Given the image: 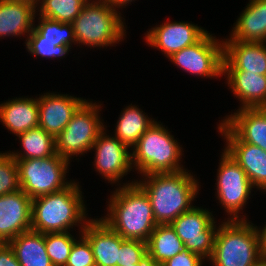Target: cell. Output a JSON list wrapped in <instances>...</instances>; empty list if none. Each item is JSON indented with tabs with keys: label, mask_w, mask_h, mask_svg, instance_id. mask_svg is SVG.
I'll return each mask as SVG.
<instances>
[{
	"label": "cell",
	"mask_w": 266,
	"mask_h": 266,
	"mask_svg": "<svg viewBox=\"0 0 266 266\" xmlns=\"http://www.w3.org/2000/svg\"><path fill=\"white\" fill-rule=\"evenodd\" d=\"M47 254L53 266H65L76 240L69 232L44 234Z\"/></svg>",
	"instance_id": "f546056e"
},
{
	"label": "cell",
	"mask_w": 266,
	"mask_h": 266,
	"mask_svg": "<svg viewBox=\"0 0 266 266\" xmlns=\"http://www.w3.org/2000/svg\"><path fill=\"white\" fill-rule=\"evenodd\" d=\"M0 266H20L8 243H0Z\"/></svg>",
	"instance_id": "d590c367"
},
{
	"label": "cell",
	"mask_w": 266,
	"mask_h": 266,
	"mask_svg": "<svg viewBox=\"0 0 266 266\" xmlns=\"http://www.w3.org/2000/svg\"><path fill=\"white\" fill-rule=\"evenodd\" d=\"M19 176L16 160L7 153H0V196L18 191Z\"/></svg>",
	"instance_id": "4dcf8cb0"
},
{
	"label": "cell",
	"mask_w": 266,
	"mask_h": 266,
	"mask_svg": "<svg viewBox=\"0 0 266 266\" xmlns=\"http://www.w3.org/2000/svg\"><path fill=\"white\" fill-rule=\"evenodd\" d=\"M251 266H266V258H261L260 260H258L256 263H254Z\"/></svg>",
	"instance_id": "ab89813d"
},
{
	"label": "cell",
	"mask_w": 266,
	"mask_h": 266,
	"mask_svg": "<svg viewBox=\"0 0 266 266\" xmlns=\"http://www.w3.org/2000/svg\"><path fill=\"white\" fill-rule=\"evenodd\" d=\"M32 199L21 189L0 196V243L31 230Z\"/></svg>",
	"instance_id": "5bb4252c"
},
{
	"label": "cell",
	"mask_w": 266,
	"mask_h": 266,
	"mask_svg": "<svg viewBox=\"0 0 266 266\" xmlns=\"http://www.w3.org/2000/svg\"><path fill=\"white\" fill-rule=\"evenodd\" d=\"M256 231L258 233V239H259V249H260V255L263 258H266V225L265 227L260 231L258 230L257 226Z\"/></svg>",
	"instance_id": "8d00e7d4"
},
{
	"label": "cell",
	"mask_w": 266,
	"mask_h": 266,
	"mask_svg": "<svg viewBox=\"0 0 266 266\" xmlns=\"http://www.w3.org/2000/svg\"><path fill=\"white\" fill-rule=\"evenodd\" d=\"M203 261L204 258L201 255L184 248L180 253L165 261L162 266H202Z\"/></svg>",
	"instance_id": "e575fe53"
},
{
	"label": "cell",
	"mask_w": 266,
	"mask_h": 266,
	"mask_svg": "<svg viewBox=\"0 0 266 266\" xmlns=\"http://www.w3.org/2000/svg\"><path fill=\"white\" fill-rule=\"evenodd\" d=\"M208 31L188 22H165L147 31L146 41L169 58L173 53L198 42Z\"/></svg>",
	"instance_id": "9a60e30c"
},
{
	"label": "cell",
	"mask_w": 266,
	"mask_h": 266,
	"mask_svg": "<svg viewBox=\"0 0 266 266\" xmlns=\"http://www.w3.org/2000/svg\"><path fill=\"white\" fill-rule=\"evenodd\" d=\"M65 266H96L90 243L83 234L79 241H74Z\"/></svg>",
	"instance_id": "d6a6232c"
},
{
	"label": "cell",
	"mask_w": 266,
	"mask_h": 266,
	"mask_svg": "<svg viewBox=\"0 0 266 266\" xmlns=\"http://www.w3.org/2000/svg\"><path fill=\"white\" fill-rule=\"evenodd\" d=\"M220 161L216 180L217 198L232 216L229 220H247L243 217L240 219L238 212L250 198L254 186L241 166L225 150Z\"/></svg>",
	"instance_id": "9c48e42d"
},
{
	"label": "cell",
	"mask_w": 266,
	"mask_h": 266,
	"mask_svg": "<svg viewBox=\"0 0 266 266\" xmlns=\"http://www.w3.org/2000/svg\"><path fill=\"white\" fill-rule=\"evenodd\" d=\"M223 45V71H248L266 76L265 43L226 39Z\"/></svg>",
	"instance_id": "e0dca14e"
},
{
	"label": "cell",
	"mask_w": 266,
	"mask_h": 266,
	"mask_svg": "<svg viewBox=\"0 0 266 266\" xmlns=\"http://www.w3.org/2000/svg\"><path fill=\"white\" fill-rule=\"evenodd\" d=\"M100 106L86 100L78 108L64 130L55 138L58 155L70 161L73 155H83L92 149L95 140L105 129L100 121Z\"/></svg>",
	"instance_id": "ba28073f"
},
{
	"label": "cell",
	"mask_w": 266,
	"mask_h": 266,
	"mask_svg": "<svg viewBox=\"0 0 266 266\" xmlns=\"http://www.w3.org/2000/svg\"><path fill=\"white\" fill-rule=\"evenodd\" d=\"M184 249V243L170 224L157 225L147 241L148 259L162 265Z\"/></svg>",
	"instance_id": "d4e9b609"
},
{
	"label": "cell",
	"mask_w": 266,
	"mask_h": 266,
	"mask_svg": "<svg viewBox=\"0 0 266 266\" xmlns=\"http://www.w3.org/2000/svg\"><path fill=\"white\" fill-rule=\"evenodd\" d=\"M41 1V2H40ZM40 16L61 23H72L87 0H38Z\"/></svg>",
	"instance_id": "f1b7e54d"
},
{
	"label": "cell",
	"mask_w": 266,
	"mask_h": 266,
	"mask_svg": "<svg viewBox=\"0 0 266 266\" xmlns=\"http://www.w3.org/2000/svg\"><path fill=\"white\" fill-rule=\"evenodd\" d=\"M169 58L193 75L209 78L223 75V41L219 42L208 32L198 42L173 53Z\"/></svg>",
	"instance_id": "8fae6325"
},
{
	"label": "cell",
	"mask_w": 266,
	"mask_h": 266,
	"mask_svg": "<svg viewBox=\"0 0 266 266\" xmlns=\"http://www.w3.org/2000/svg\"><path fill=\"white\" fill-rule=\"evenodd\" d=\"M17 1H25V2L36 4V5L38 4V0H17Z\"/></svg>",
	"instance_id": "60d3db41"
},
{
	"label": "cell",
	"mask_w": 266,
	"mask_h": 266,
	"mask_svg": "<svg viewBox=\"0 0 266 266\" xmlns=\"http://www.w3.org/2000/svg\"><path fill=\"white\" fill-rule=\"evenodd\" d=\"M36 7L25 1L0 0V37L29 34L34 28Z\"/></svg>",
	"instance_id": "44dd1931"
},
{
	"label": "cell",
	"mask_w": 266,
	"mask_h": 266,
	"mask_svg": "<svg viewBox=\"0 0 266 266\" xmlns=\"http://www.w3.org/2000/svg\"><path fill=\"white\" fill-rule=\"evenodd\" d=\"M15 160L20 189L31 199L61 191L72 183L65 179L70 162L58 154L45 158Z\"/></svg>",
	"instance_id": "52a82bcc"
},
{
	"label": "cell",
	"mask_w": 266,
	"mask_h": 266,
	"mask_svg": "<svg viewBox=\"0 0 266 266\" xmlns=\"http://www.w3.org/2000/svg\"><path fill=\"white\" fill-rule=\"evenodd\" d=\"M228 85L243 104L240 108L266 107V76L248 71H223Z\"/></svg>",
	"instance_id": "ffe728a7"
},
{
	"label": "cell",
	"mask_w": 266,
	"mask_h": 266,
	"mask_svg": "<svg viewBox=\"0 0 266 266\" xmlns=\"http://www.w3.org/2000/svg\"><path fill=\"white\" fill-rule=\"evenodd\" d=\"M253 225L247 220H227L218 227L208 259L213 266H251L262 258Z\"/></svg>",
	"instance_id": "277c9868"
},
{
	"label": "cell",
	"mask_w": 266,
	"mask_h": 266,
	"mask_svg": "<svg viewBox=\"0 0 266 266\" xmlns=\"http://www.w3.org/2000/svg\"><path fill=\"white\" fill-rule=\"evenodd\" d=\"M219 132L227 140L224 149L245 171L253 186L266 190V151L260 147L243 142L224 122Z\"/></svg>",
	"instance_id": "7c38bea8"
},
{
	"label": "cell",
	"mask_w": 266,
	"mask_h": 266,
	"mask_svg": "<svg viewBox=\"0 0 266 266\" xmlns=\"http://www.w3.org/2000/svg\"><path fill=\"white\" fill-rule=\"evenodd\" d=\"M105 218H100L124 239L147 242L157 226L150 199L136 183H126L110 197Z\"/></svg>",
	"instance_id": "6da1fadb"
},
{
	"label": "cell",
	"mask_w": 266,
	"mask_h": 266,
	"mask_svg": "<svg viewBox=\"0 0 266 266\" xmlns=\"http://www.w3.org/2000/svg\"><path fill=\"white\" fill-rule=\"evenodd\" d=\"M17 137L24 151L23 154L10 152L14 159L45 158L57 154L55 137L40 127L25 131Z\"/></svg>",
	"instance_id": "4316f807"
},
{
	"label": "cell",
	"mask_w": 266,
	"mask_h": 266,
	"mask_svg": "<svg viewBox=\"0 0 266 266\" xmlns=\"http://www.w3.org/2000/svg\"><path fill=\"white\" fill-rule=\"evenodd\" d=\"M234 26L230 39L266 43V0H250Z\"/></svg>",
	"instance_id": "603a6c76"
},
{
	"label": "cell",
	"mask_w": 266,
	"mask_h": 266,
	"mask_svg": "<svg viewBox=\"0 0 266 266\" xmlns=\"http://www.w3.org/2000/svg\"><path fill=\"white\" fill-rule=\"evenodd\" d=\"M78 185L72 182L61 191L32 199L31 229L46 234L68 232L76 223L83 228L89 220Z\"/></svg>",
	"instance_id": "3957f363"
},
{
	"label": "cell",
	"mask_w": 266,
	"mask_h": 266,
	"mask_svg": "<svg viewBox=\"0 0 266 266\" xmlns=\"http://www.w3.org/2000/svg\"><path fill=\"white\" fill-rule=\"evenodd\" d=\"M140 266H162L159 263H155L147 259L144 263H142Z\"/></svg>",
	"instance_id": "f35d334b"
},
{
	"label": "cell",
	"mask_w": 266,
	"mask_h": 266,
	"mask_svg": "<svg viewBox=\"0 0 266 266\" xmlns=\"http://www.w3.org/2000/svg\"><path fill=\"white\" fill-rule=\"evenodd\" d=\"M0 120L16 136L39 127L37 99L16 97L0 104Z\"/></svg>",
	"instance_id": "7402d4cb"
},
{
	"label": "cell",
	"mask_w": 266,
	"mask_h": 266,
	"mask_svg": "<svg viewBox=\"0 0 266 266\" xmlns=\"http://www.w3.org/2000/svg\"><path fill=\"white\" fill-rule=\"evenodd\" d=\"M106 0L88 1L72 22L76 43L113 46L125 36L120 13Z\"/></svg>",
	"instance_id": "8992f818"
},
{
	"label": "cell",
	"mask_w": 266,
	"mask_h": 266,
	"mask_svg": "<svg viewBox=\"0 0 266 266\" xmlns=\"http://www.w3.org/2000/svg\"><path fill=\"white\" fill-rule=\"evenodd\" d=\"M95 149V169L111 183L119 182L133 168L132 153L116 137L107 136L104 130L92 146ZM130 170V171H129Z\"/></svg>",
	"instance_id": "4fadbf2b"
},
{
	"label": "cell",
	"mask_w": 266,
	"mask_h": 266,
	"mask_svg": "<svg viewBox=\"0 0 266 266\" xmlns=\"http://www.w3.org/2000/svg\"><path fill=\"white\" fill-rule=\"evenodd\" d=\"M109 2L115 9L123 7V5H128L127 3L132 2V0H106ZM134 1V0H133Z\"/></svg>",
	"instance_id": "74e56055"
},
{
	"label": "cell",
	"mask_w": 266,
	"mask_h": 266,
	"mask_svg": "<svg viewBox=\"0 0 266 266\" xmlns=\"http://www.w3.org/2000/svg\"><path fill=\"white\" fill-rule=\"evenodd\" d=\"M39 25L34 26L26 41H50L57 45L76 43L72 23H61L44 17H39Z\"/></svg>",
	"instance_id": "83f0119b"
},
{
	"label": "cell",
	"mask_w": 266,
	"mask_h": 266,
	"mask_svg": "<svg viewBox=\"0 0 266 266\" xmlns=\"http://www.w3.org/2000/svg\"><path fill=\"white\" fill-rule=\"evenodd\" d=\"M8 244L20 266H53L47 254L44 233L31 229L17 235Z\"/></svg>",
	"instance_id": "cb8c5ba5"
},
{
	"label": "cell",
	"mask_w": 266,
	"mask_h": 266,
	"mask_svg": "<svg viewBox=\"0 0 266 266\" xmlns=\"http://www.w3.org/2000/svg\"><path fill=\"white\" fill-rule=\"evenodd\" d=\"M147 259V242L122 238V244L119 248V266L142 264Z\"/></svg>",
	"instance_id": "1f68e13d"
},
{
	"label": "cell",
	"mask_w": 266,
	"mask_h": 266,
	"mask_svg": "<svg viewBox=\"0 0 266 266\" xmlns=\"http://www.w3.org/2000/svg\"><path fill=\"white\" fill-rule=\"evenodd\" d=\"M223 122L243 141L266 151V107L239 108Z\"/></svg>",
	"instance_id": "d6986e66"
},
{
	"label": "cell",
	"mask_w": 266,
	"mask_h": 266,
	"mask_svg": "<svg viewBox=\"0 0 266 266\" xmlns=\"http://www.w3.org/2000/svg\"><path fill=\"white\" fill-rule=\"evenodd\" d=\"M26 48L32 55L46 58H62L69 51L67 45H57L50 41H26Z\"/></svg>",
	"instance_id": "836d02e7"
},
{
	"label": "cell",
	"mask_w": 266,
	"mask_h": 266,
	"mask_svg": "<svg viewBox=\"0 0 266 266\" xmlns=\"http://www.w3.org/2000/svg\"><path fill=\"white\" fill-rule=\"evenodd\" d=\"M85 101L86 99L67 94L46 93V95H41L37 98L39 127L56 138Z\"/></svg>",
	"instance_id": "2e32d148"
},
{
	"label": "cell",
	"mask_w": 266,
	"mask_h": 266,
	"mask_svg": "<svg viewBox=\"0 0 266 266\" xmlns=\"http://www.w3.org/2000/svg\"><path fill=\"white\" fill-rule=\"evenodd\" d=\"M153 123L155 121L145 115L141 109L130 105L123 110L117 121L115 137L126 147L134 148L140 137Z\"/></svg>",
	"instance_id": "484cf974"
},
{
	"label": "cell",
	"mask_w": 266,
	"mask_h": 266,
	"mask_svg": "<svg viewBox=\"0 0 266 266\" xmlns=\"http://www.w3.org/2000/svg\"><path fill=\"white\" fill-rule=\"evenodd\" d=\"M141 264H133V265H129V266H140Z\"/></svg>",
	"instance_id": "b9f144b4"
},
{
	"label": "cell",
	"mask_w": 266,
	"mask_h": 266,
	"mask_svg": "<svg viewBox=\"0 0 266 266\" xmlns=\"http://www.w3.org/2000/svg\"><path fill=\"white\" fill-rule=\"evenodd\" d=\"M89 241L96 266H119L122 237L101 219H89L81 229Z\"/></svg>",
	"instance_id": "ac0fdd59"
},
{
	"label": "cell",
	"mask_w": 266,
	"mask_h": 266,
	"mask_svg": "<svg viewBox=\"0 0 266 266\" xmlns=\"http://www.w3.org/2000/svg\"><path fill=\"white\" fill-rule=\"evenodd\" d=\"M132 165L140 174L176 173L180 167L182 150L177 140L157 121L140 137L133 148Z\"/></svg>",
	"instance_id": "5b68a950"
},
{
	"label": "cell",
	"mask_w": 266,
	"mask_h": 266,
	"mask_svg": "<svg viewBox=\"0 0 266 266\" xmlns=\"http://www.w3.org/2000/svg\"><path fill=\"white\" fill-rule=\"evenodd\" d=\"M143 176L146 177L144 181L136 183L148 195L157 225L171 224L193 207L191 202L198 194L199 184L191 173L183 170Z\"/></svg>",
	"instance_id": "7a4b0ae2"
},
{
	"label": "cell",
	"mask_w": 266,
	"mask_h": 266,
	"mask_svg": "<svg viewBox=\"0 0 266 266\" xmlns=\"http://www.w3.org/2000/svg\"><path fill=\"white\" fill-rule=\"evenodd\" d=\"M211 214L209 210L193 206L170 224L184 243V248L204 259L212 255L217 231Z\"/></svg>",
	"instance_id": "30bf717a"
}]
</instances>
